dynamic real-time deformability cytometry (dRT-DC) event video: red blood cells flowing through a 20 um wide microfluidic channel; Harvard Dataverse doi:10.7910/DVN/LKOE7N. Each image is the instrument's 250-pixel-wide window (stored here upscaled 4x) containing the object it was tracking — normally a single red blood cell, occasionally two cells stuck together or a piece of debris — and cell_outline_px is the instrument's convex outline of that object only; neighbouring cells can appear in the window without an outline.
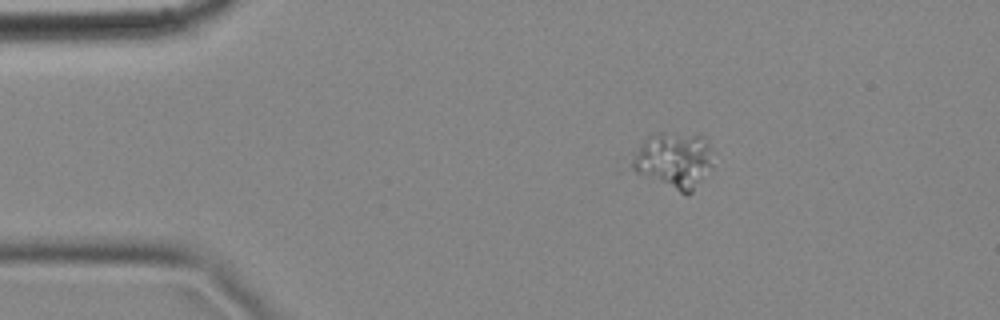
{"species": "common noctule bat (a hibernating species)", "species_latin": "Nyctalus noctula", "temperature_condition": "cold", "stored_images_in_passage": 3, "camera_frame_rate_fps": 3000, "um_per_image_px": 0.085, "animal": {"sex": "female", "body_mass_g": 18.4}, "frame": {"image": 1, "passage_image": 1, "time_ms": 0.0, "image_size_px": [1000, 320], "cell_outline_px": [[712, 168], [692, 192], [688, 196], [636, 172], [628, 164], [644, 140], [656, 136], [700, 136], [708, 144], [712, 164]], "centroid_in_image_um": [57.28, 13.72], "position_along_channel_um": 27.7, "area_um2": 25.14}}
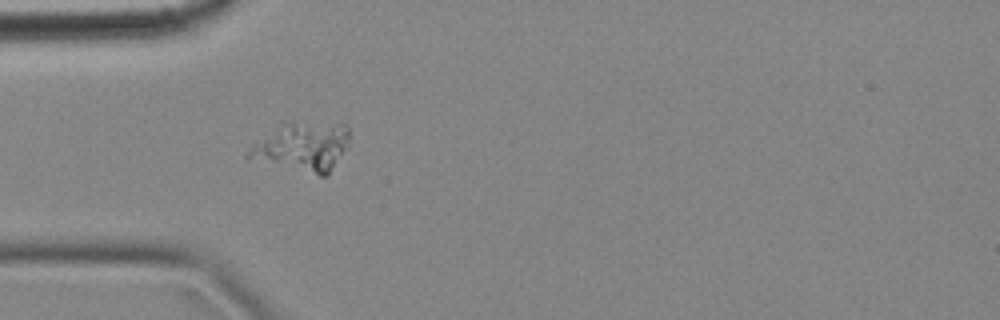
{"frame": {"image": 2, "passage_image": 3, "time_ms": 0.667, "image_size_px": [1000, 320], "cell_outline_px": [[348, 148], [328, 176], [320, 176], [244, 156], [248, 148], [252, 144], [292, 124], [344, 124], [348, 128]], "centroid_in_image_um": [25.82, 12.55], "position_along_channel_um": 59.2, "area_um2": 27.17}}